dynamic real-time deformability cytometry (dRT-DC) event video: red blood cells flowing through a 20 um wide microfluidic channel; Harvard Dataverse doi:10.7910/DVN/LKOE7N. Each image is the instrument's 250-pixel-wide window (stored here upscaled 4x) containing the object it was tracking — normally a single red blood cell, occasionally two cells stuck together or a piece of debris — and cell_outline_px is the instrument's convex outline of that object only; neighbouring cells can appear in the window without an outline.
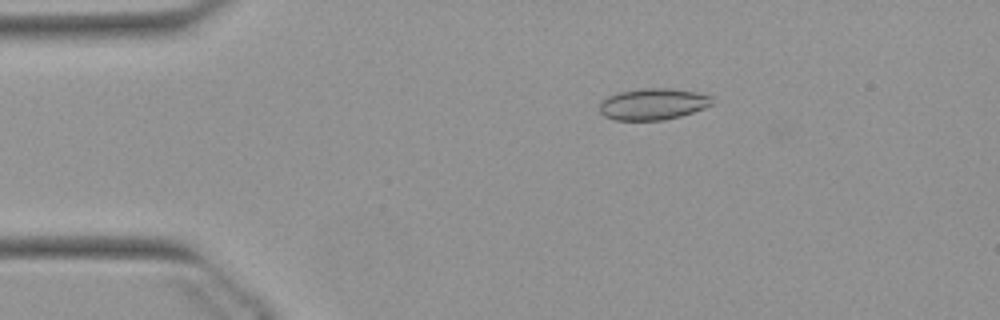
{"species": "Egyptian fruit bat (a non-hibernating species)", "species_latin": "Rousettus aegyptiacus", "temperature_condition": "warm", "stored_images_in_passage": 51, "camera_frame_rate_fps": 3000, "um_per_image_px": 0.085, "animal": {"sex": "female"}, "frame": {"image": 1, "passage_image": 9, "time_ms": 2.667, "image_size_px": [1000, 320], "cell_outline_px": [[712, 104], [704, 108], [680, 116], [664, 120], [616, 120], [604, 116], [600, 112], [600, 104], [608, 96], [620, 92], [644, 88], [668, 88], [696, 92], [712, 96]], "centroid_in_image_um": [55.51, 8.85], "position_along_channel_um": 29.5, "area_um2": 20.46}}
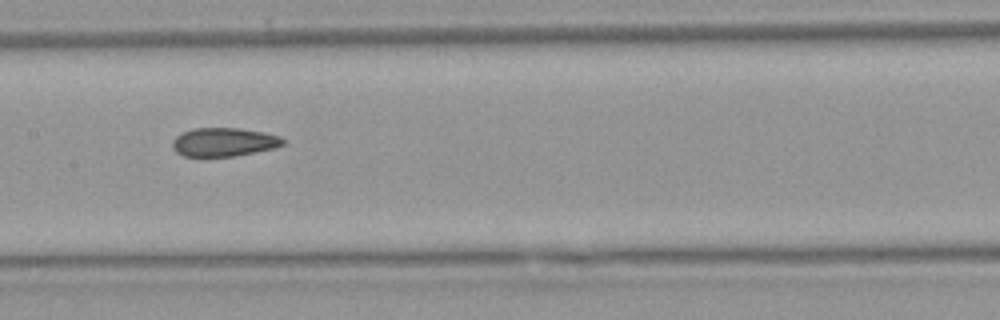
{"frame": {"image": 2, "passage_image": 25, "time_ms": 8.0, "image_size_px": [1000, 320], "cell_outline_px": [[284, 144], [276, 148], [236, 156], [184, 156], [176, 152], [172, 148], [172, 140], [176, 136], [184, 132], [196, 128], [240, 128], [264, 132], [280, 136], [284, 140]], "centroid_in_image_um": [19.05, 12.08], "position_along_channel_um": 188.4, "area_um2": 18.5}}
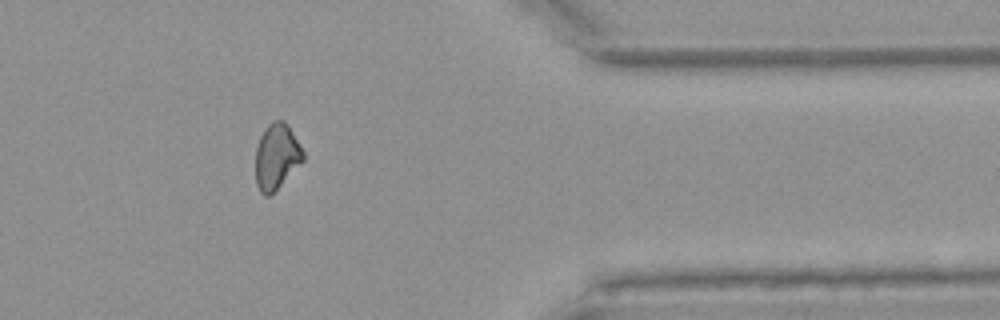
{"frame": {"image": 3, "passage_image": 42, "time_ms": 13.667, "image_size_px": [1000, 320], "cell_outline_px": [[304, 160], [268, 196], [264, 196], [260, 192], [256, 184], [256, 148], [260, 136], [268, 124], [272, 120], [284, 120], [288, 124], [304, 152]], "centroid_in_image_um": [23.5, 13.26], "position_along_channel_um": 387.9, "area_um2": 17.98}, "authors_computed_cell_mechanics": {"area_um2": 19.1318, "velocity_mm_per_s": 3.9146, "shape_relaxation_time_tau1_ms": null, "shape_relaxation_time_tau2_ms": 3.7047, "deformation_change_tau1": null, "deformation_change_tau2": 0.0865}}